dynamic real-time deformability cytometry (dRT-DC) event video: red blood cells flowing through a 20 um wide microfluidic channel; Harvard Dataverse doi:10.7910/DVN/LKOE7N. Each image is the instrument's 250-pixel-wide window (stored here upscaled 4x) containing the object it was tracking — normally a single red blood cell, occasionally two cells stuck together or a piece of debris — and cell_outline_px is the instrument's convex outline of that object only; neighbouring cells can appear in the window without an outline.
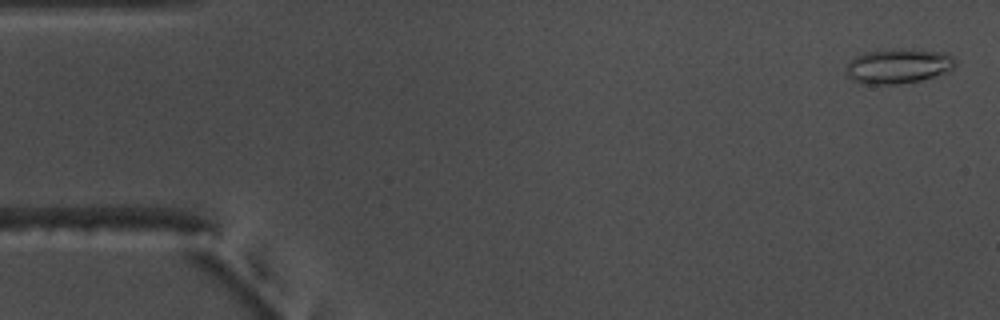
{"species": "common noctule bat (a hibernating species)", "species_latin": "Nyctalus noctula", "temperature_condition": "warm", "stored_images_in_passage": 55, "camera_frame_rate_fps": 3000, "um_per_image_px": 0.085, "animal": {"sex": "male", "body_mass_g": 17.5, "forearm_length_mm": 52.3}, "frame": {"image": 1, "passage_image": 2, "time_ms": 0.333, "image_size_px": [1000, 320], "cell_outline_px": [[956, 64], [952, 68], [944, 72], [920, 80], [900, 84], [864, 84], [852, 80], [848, 76], [844, 68], [856, 56], [864, 52], [892, 48], [912, 48], [944, 52], [952, 56], [956, 60]], "centroid_in_image_um": [76.33, 5.59], "position_along_channel_um": 8.7, "area_um2": 22.37}}
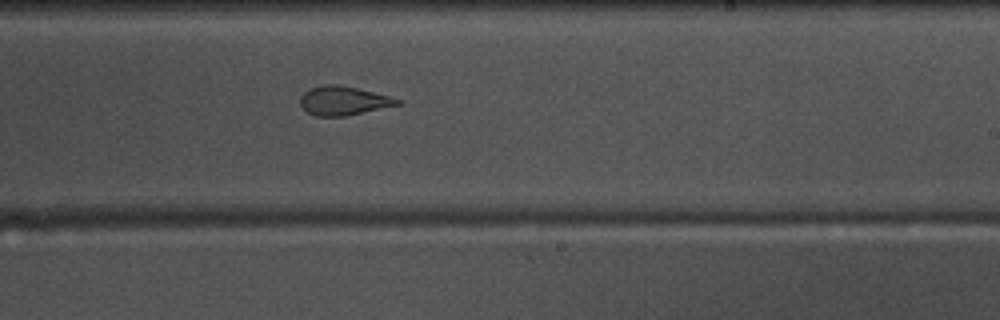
{"frame": {"image": 2, "passage_image": 33, "time_ms": 10.667, "image_size_px": [1000, 320], "cell_outline_px": [[400, 104], [344, 116], [316, 116], [308, 112], [300, 104], [300, 96], [308, 88], [324, 84], [340, 84], [392, 96], [400, 100]], "centroid_in_image_um": [29.16, 8.54], "position_along_channel_um": 259.8, "area_um2": 16.36}}
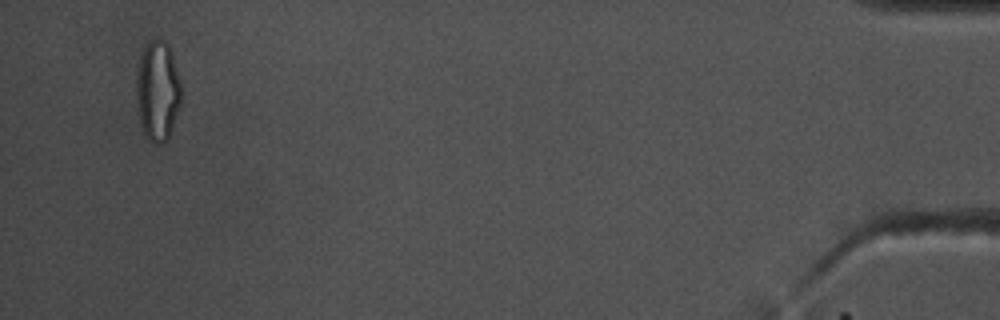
{"frame": {"image": 3, "passage_image": 53, "time_ms": 17.333, "image_size_px": [1000, 320], "cell_outline_px": [[180, 104], [172, 128], [168, 136], [160, 144], [152, 144], [148, 140], [140, 124], [136, 100], [136, 80], [140, 52], [144, 44], [148, 40], [156, 36], [164, 40], [168, 44], [180, 80]], "centroid_in_image_um": [13.36, 7.67], "position_along_channel_um": 421.8, "area_um2": 26.41}, "authors_computed_cell_mechanics": {"area_um2": 19.3052, "velocity_mm_per_s": 3.7117, "shape_relaxation_time_tau1_ms": null, "shape_relaxation_time_tau2_ms": 2.1255, "deformation_change_tau1": null, "deformation_change_tau2": 0.1041}}